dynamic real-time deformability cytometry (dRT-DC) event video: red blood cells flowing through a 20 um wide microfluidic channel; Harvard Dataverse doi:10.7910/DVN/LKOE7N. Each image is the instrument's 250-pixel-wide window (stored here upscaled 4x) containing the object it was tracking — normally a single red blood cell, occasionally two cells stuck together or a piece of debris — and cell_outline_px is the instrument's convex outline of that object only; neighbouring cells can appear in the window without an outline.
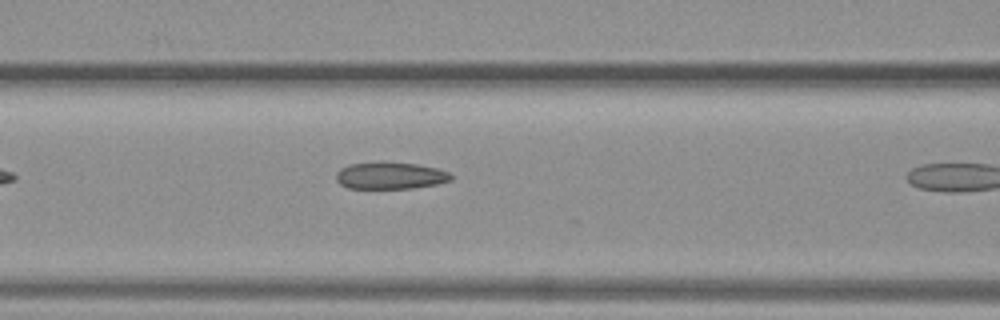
{"species": "common noctule bat (a hibernating species)", "species_latin": "Nyctalus noctula", "temperature_condition": "warm", "stored_images_in_passage": 5, "camera_frame_rate_fps": 3000, "um_per_image_px": 0.085, "animal": {"sex": "female", "body_mass_g": 19.3, "forearm_length_mm": 54.1}, "frame": {"image": 1, "passage_image": 4, "time_ms": 1.0, "image_size_px": [1000, 320], "cell_outline_px": [[452, 180], [436, 184], [412, 188], [348, 188], [340, 184], [336, 180], [336, 172], [340, 168], [348, 164], [380, 160], [384, 160], [416, 164], [436, 168], [448, 172], [452, 176]], "centroid_in_image_um": [33.12, 14.89], "position_along_channel_um": 133.5, "area_um2": 18.44}}